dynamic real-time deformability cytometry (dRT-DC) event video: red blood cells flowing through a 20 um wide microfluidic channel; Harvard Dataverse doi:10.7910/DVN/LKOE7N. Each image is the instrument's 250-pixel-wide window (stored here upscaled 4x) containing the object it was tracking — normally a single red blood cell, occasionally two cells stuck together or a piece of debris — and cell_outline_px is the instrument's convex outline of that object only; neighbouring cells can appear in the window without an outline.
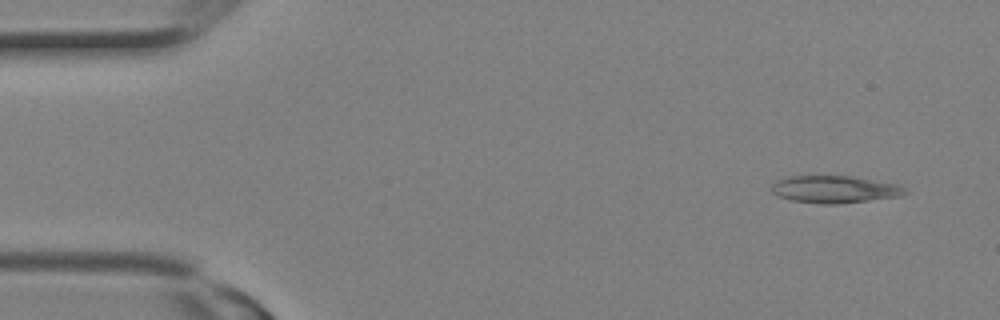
{"species": "Egyptian fruit bat (a non-hibernating species)", "species_latin": "Rousettus aegyptiacus", "temperature_condition": "room temperature", "stored_images_in_passage": 3, "camera_frame_rate_fps": 3000, "um_per_image_px": 0.085, "animal": {"sex": "female"}, "frame": {"image": 1, "passage_image": 1, "time_ms": 0.0, "image_size_px": [1000, 320], "cell_outline_px": [[908, 192], [900, 196], [836, 204], [824, 204], [792, 200], [780, 196], [772, 192], [772, 184], [776, 180], [788, 176], [852, 176], [900, 184]], "centroid_in_image_um": [70.96, 16.08], "position_along_channel_um": 14.0, "area_um2": 21.1}}
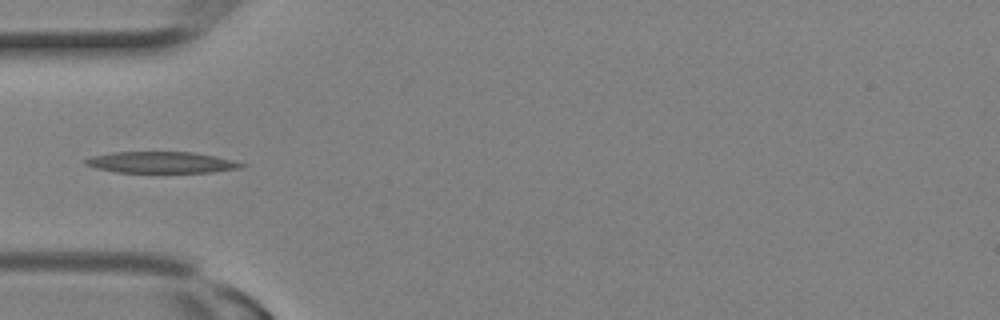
{"frame": {"image": 2, "passage_image": 3, "time_ms": 0.667, "image_size_px": [1000, 320], "cell_outline_px": [[248, 164], [240, 168], [212, 172], [116, 172], [96, 168], [84, 164], [84, 160], [88, 156], [112, 152], [192, 152], [216, 156], [236, 160]], "centroid_in_image_um": [13.72, 13.79], "position_along_channel_um": 71.3, "area_um2": 19.54}}